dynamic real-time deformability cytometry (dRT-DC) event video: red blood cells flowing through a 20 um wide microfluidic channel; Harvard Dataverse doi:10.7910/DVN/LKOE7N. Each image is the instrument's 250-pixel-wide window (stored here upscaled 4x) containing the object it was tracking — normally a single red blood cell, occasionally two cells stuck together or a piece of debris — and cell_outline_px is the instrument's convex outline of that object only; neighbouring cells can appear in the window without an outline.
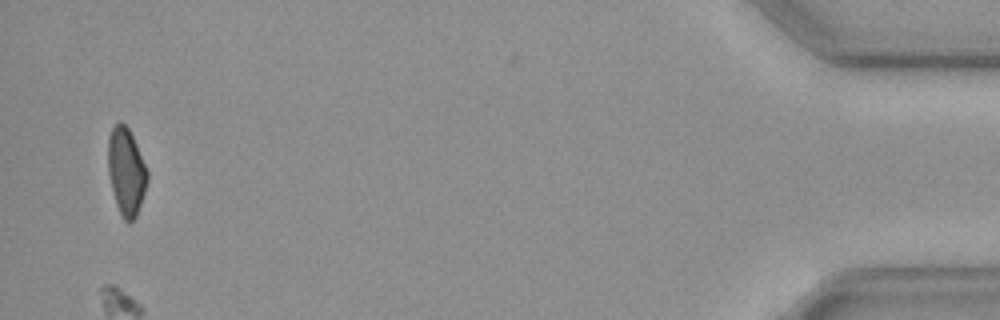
{"species": "common noctule bat (a hibernating species)", "species_latin": "Nyctalus noctula", "temperature_condition": "cold", "stored_images_in_passage": 47, "camera_frame_rate_fps": 3000, "um_per_image_px": 0.085, "animal": {"sex": "female", "body_mass_g": 19.3, "forearm_length_mm": 54.1}, "frame": {"image": 1, "passage_image": 45, "time_ms": 14.667, "image_size_px": [1000, 320], "cell_outline_px": [[148, 180], [136, 216], [128, 224], [120, 216], [116, 204], [108, 172], [108, 136], [112, 128], [120, 120], [128, 128], [136, 144], [148, 172]], "centroid_in_image_um": [10.71, 14.59], "position_along_channel_um": 424.5, "area_um2": 19.83}}